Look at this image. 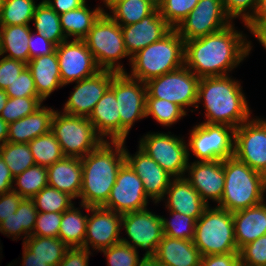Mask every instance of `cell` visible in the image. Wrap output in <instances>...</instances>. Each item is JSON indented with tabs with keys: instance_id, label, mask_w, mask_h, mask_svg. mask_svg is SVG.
Listing matches in <instances>:
<instances>
[{
	"instance_id": "6da1fadb",
	"label": "cell",
	"mask_w": 266,
	"mask_h": 266,
	"mask_svg": "<svg viewBox=\"0 0 266 266\" xmlns=\"http://www.w3.org/2000/svg\"><path fill=\"white\" fill-rule=\"evenodd\" d=\"M234 25L185 41L184 65L199 78L230 75L253 50L246 34Z\"/></svg>"
},
{
	"instance_id": "7a4b0ae2",
	"label": "cell",
	"mask_w": 266,
	"mask_h": 266,
	"mask_svg": "<svg viewBox=\"0 0 266 266\" xmlns=\"http://www.w3.org/2000/svg\"><path fill=\"white\" fill-rule=\"evenodd\" d=\"M240 81L227 76L202 77L198 86L195 109L204 105L205 121L224 124L235 129L252 117L251 108Z\"/></svg>"
},
{
	"instance_id": "3957f363",
	"label": "cell",
	"mask_w": 266,
	"mask_h": 266,
	"mask_svg": "<svg viewBox=\"0 0 266 266\" xmlns=\"http://www.w3.org/2000/svg\"><path fill=\"white\" fill-rule=\"evenodd\" d=\"M125 162L124 141H103L93 151L81 158V204L103 206L116 182L119 168Z\"/></svg>"
},
{
	"instance_id": "277c9868",
	"label": "cell",
	"mask_w": 266,
	"mask_h": 266,
	"mask_svg": "<svg viewBox=\"0 0 266 266\" xmlns=\"http://www.w3.org/2000/svg\"><path fill=\"white\" fill-rule=\"evenodd\" d=\"M225 185L217 205L229 212L256 206L265 201L266 176L235 156L223 160Z\"/></svg>"
},
{
	"instance_id": "5b68a950",
	"label": "cell",
	"mask_w": 266,
	"mask_h": 266,
	"mask_svg": "<svg viewBox=\"0 0 266 266\" xmlns=\"http://www.w3.org/2000/svg\"><path fill=\"white\" fill-rule=\"evenodd\" d=\"M185 41L172 29L159 41L138 51L131 57L132 78L142 82L162 76L184 66Z\"/></svg>"
},
{
	"instance_id": "8992f818",
	"label": "cell",
	"mask_w": 266,
	"mask_h": 266,
	"mask_svg": "<svg viewBox=\"0 0 266 266\" xmlns=\"http://www.w3.org/2000/svg\"><path fill=\"white\" fill-rule=\"evenodd\" d=\"M193 242L202 256L239 253L232 212L207 206L196 220Z\"/></svg>"
},
{
	"instance_id": "52a82bcc",
	"label": "cell",
	"mask_w": 266,
	"mask_h": 266,
	"mask_svg": "<svg viewBox=\"0 0 266 266\" xmlns=\"http://www.w3.org/2000/svg\"><path fill=\"white\" fill-rule=\"evenodd\" d=\"M101 70L126 72L120 61L131 57L126 51L121 26L105 11L83 39Z\"/></svg>"
},
{
	"instance_id": "ba28073f",
	"label": "cell",
	"mask_w": 266,
	"mask_h": 266,
	"mask_svg": "<svg viewBox=\"0 0 266 266\" xmlns=\"http://www.w3.org/2000/svg\"><path fill=\"white\" fill-rule=\"evenodd\" d=\"M51 132L60 144L64 156L83 158L104 140L87 117L73 116L56 110Z\"/></svg>"
},
{
	"instance_id": "9c48e42d",
	"label": "cell",
	"mask_w": 266,
	"mask_h": 266,
	"mask_svg": "<svg viewBox=\"0 0 266 266\" xmlns=\"http://www.w3.org/2000/svg\"><path fill=\"white\" fill-rule=\"evenodd\" d=\"M234 142V127L201 122L190 130L188 160L190 151L197 158L195 161L225 160L234 156Z\"/></svg>"
},
{
	"instance_id": "30bf717a",
	"label": "cell",
	"mask_w": 266,
	"mask_h": 266,
	"mask_svg": "<svg viewBox=\"0 0 266 266\" xmlns=\"http://www.w3.org/2000/svg\"><path fill=\"white\" fill-rule=\"evenodd\" d=\"M109 88L115 93L118 103L120 141H125L135 122L146 118V84L127 72H120L114 75Z\"/></svg>"
},
{
	"instance_id": "8fae6325",
	"label": "cell",
	"mask_w": 266,
	"mask_h": 266,
	"mask_svg": "<svg viewBox=\"0 0 266 266\" xmlns=\"http://www.w3.org/2000/svg\"><path fill=\"white\" fill-rule=\"evenodd\" d=\"M171 132H148L140 138L138 147L154 159L174 178L185 177L188 150L184 138Z\"/></svg>"
},
{
	"instance_id": "7c38bea8",
	"label": "cell",
	"mask_w": 266,
	"mask_h": 266,
	"mask_svg": "<svg viewBox=\"0 0 266 266\" xmlns=\"http://www.w3.org/2000/svg\"><path fill=\"white\" fill-rule=\"evenodd\" d=\"M200 78L185 65L175 71L148 80L146 98L165 99L179 105L196 107Z\"/></svg>"
},
{
	"instance_id": "4fadbf2b",
	"label": "cell",
	"mask_w": 266,
	"mask_h": 266,
	"mask_svg": "<svg viewBox=\"0 0 266 266\" xmlns=\"http://www.w3.org/2000/svg\"><path fill=\"white\" fill-rule=\"evenodd\" d=\"M161 217L147 208L122 214L121 228H124L128 239L122 237L121 242L136 250H145L143 258H153L164 236Z\"/></svg>"
},
{
	"instance_id": "5bb4252c",
	"label": "cell",
	"mask_w": 266,
	"mask_h": 266,
	"mask_svg": "<svg viewBox=\"0 0 266 266\" xmlns=\"http://www.w3.org/2000/svg\"><path fill=\"white\" fill-rule=\"evenodd\" d=\"M234 156L266 176V119L256 116L235 129Z\"/></svg>"
},
{
	"instance_id": "9a60e30c",
	"label": "cell",
	"mask_w": 266,
	"mask_h": 266,
	"mask_svg": "<svg viewBox=\"0 0 266 266\" xmlns=\"http://www.w3.org/2000/svg\"><path fill=\"white\" fill-rule=\"evenodd\" d=\"M231 23L223 0H199L175 30L184 41H189L220 31Z\"/></svg>"
},
{
	"instance_id": "2e32d148",
	"label": "cell",
	"mask_w": 266,
	"mask_h": 266,
	"mask_svg": "<svg viewBox=\"0 0 266 266\" xmlns=\"http://www.w3.org/2000/svg\"><path fill=\"white\" fill-rule=\"evenodd\" d=\"M148 199L142 180L125 161L119 168L110 196L102 207L125 214L147 208Z\"/></svg>"
},
{
	"instance_id": "e0dca14e",
	"label": "cell",
	"mask_w": 266,
	"mask_h": 266,
	"mask_svg": "<svg viewBox=\"0 0 266 266\" xmlns=\"http://www.w3.org/2000/svg\"><path fill=\"white\" fill-rule=\"evenodd\" d=\"M55 50L63 86L91 77L101 70L84 40L67 39Z\"/></svg>"
},
{
	"instance_id": "ac0fdd59",
	"label": "cell",
	"mask_w": 266,
	"mask_h": 266,
	"mask_svg": "<svg viewBox=\"0 0 266 266\" xmlns=\"http://www.w3.org/2000/svg\"><path fill=\"white\" fill-rule=\"evenodd\" d=\"M87 227L84 248L95 251L121 242L122 214L100 207L86 206ZM90 245V246H89Z\"/></svg>"
},
{
	"instance_id": "d6986e66",
	"label": "cell",
	"mask_w": 266,
	"mask_h": 266,
	"mask_svg": "<svg viewBox=\"0 0 266 266\" xmlns=\"http://www.w3.org/2000/svg\"><path fill=\"white\" fill-rule=\"evenodd\" d=\"M116 73L111 70H100L91 77L75 82L74 90L63 106V113L88 118L97 102L110 87Z\"/></svg>"
},
{
	"instance_id": "ffe728a7",
	"label": "cell",
	"mask_w": 266,
	"mask_h": 266,
	"mask_svg": "<svg viewBox=\"0 0 266 266\" xmlns=\"http://www.w3.org/2000/svg\"><path fill=\"white\" fill-rule=\"evenodd\" d=\"M126 147L124 141L125 161L142 180L146 196L155 204L163 201L165 192L174 177L139 147L133 155Z\"/></svg>"
},
{
	"instance_id": "44dd1931",
	"label": "cell",
	"mask_w": 266,
	"mask_h": 266,
	"mask_svg": "<svg viewBox=\"0 0 266 266\" xmlns=\"http://www.w3.org/2000/svg\"><path fill=\"white\" fill-rule=\"evenodd\" d=\"M185 178L209 206V200L220 203L224 192L225 175L223 160L188 161Z\"/></svg>"
},
{
	"instance_id": "7402d4cb",
	"label": "cell",
	"mask_w": 266,
	"mask_h": 266,
	"mask_svg": "<svg viewBox=\"0 0 266 266\" xmlns=\"http://www.w3.org/2000/svg\"><path fill=\"white\" fill-rule=\"evenodd\" d=\"M121 29L126 51L132 57L138 51L162 39L173 28L160 15L158 8H156L150 15L142 18L141 21L121 26Z\"/></svg>"
},
{
	"instance_id": "603a6c76",
	"label": "cell",
	"mask_w": 266,
	"mask_h": 266,
	"mask_svg": "<svg viewBox=\"0 0 266 266\" xmlns=\"http://www.w3.org/2000/svg\"><path fill=\"white\" fill-rule=\"evenodd\" d=\"M166 199V200H164ZM163 200L168 211L193 217L197 220L208 206L185 177L173 178Z\"/></svg>"
},
{
	"instance_id": "cb8c5ba5",
	"label": "cell",
	"mask_w": 266,
	"mask_h": 266,
	"mask_svg": "<svg viewBox=\"0 0 266 266\" xmlns=\"http://www.w3.org/2000/svg\"><path fill=\"white\" fill-rule=\"evenodd\" d=\"M89 121L105 141H120V114L115 93L108 88L97 102Z\"/></svg>"
},
{
	"instance_id": "d4e9b609",
	"label": "cell",
	"mask_w": 266,
	"mask_h": 266,
	"mask_svg": "<svg viewBox=\"0 0 266 266\" xmlns=\"http://www.w3.org/2000/svg\"><path fill=\"white\" fill-rule=\"evenodd\" d=\"M153 258L164 266H200L202 255L192 240L164 235Z\"/></svg>"
},
{
	"instance_id": "484cf974",
	"label": "cell",
	"mask_w": 266,
	"mask_h": 266,
	"mask_svg": "<svg viewBox=\"0 0 266 266\" xmlns=\"http://www.w3.org/2000/svg\"><path fill=\"white\" fill-rule=\"evenodd\" d=\"M238 250L245 244L266 235V202L232 213Z\"/></svg>"
},
{
	"instance_id": "4316f807",
	"label": "cell",
	"mask_w": 266,
	"mask_h": 266,
	"mask_svg": "<svg viewBox=\"0 0 266 266\" xmlns=\"http://www.w3.org/2000/svg\"><path fill=\"white\" fill-rule=\"evenodd\" d=\"M55 111L54 108L41 106L34 113L10 123L7 142L28 143L49 133Z\"/></svg>"
},
{
	"instance_id": "83f0119b",
	"label": "cell",
	"mask_w": 266,
	"mask_h": 266,
	"mask_svg": "<svg viewBox=\"0 0 266 266\" xmlns=\"http://www.w3.org/2000/svg\"><path fill=\"white\" fill-rule=\"evenodd\" d=\"M47 171L49 186L79 199L82 187L81 158L64 156L47 167Z\"/></svg>"
},
{
	"instance_id": "f1b7e54d",
	"label": "cell",
	"mask_w": 266,
	"mask_h": 266,
	"mask_svg": "<svg viewBox=\"0 0 266 266\" xmlns=\"http://www.w3.org/2000/svg\"><path fill=\"white\" fill-rule=\"evenodd\" d=\"M38 95L45 101L56 89L64 87L56 50L44 56L35 57L27 63Z\"/></svg>"
},
{
	"instance_id": "f546056e",
	"label": "cell",
	"mask_w": 266,
	"mask_h": 266,
	"mask_svg": "<svg viewBox=\"0 0 266 266\" xmlns=\"http://www.w3.org/2000/svg\"><path fill=\"white\" fill-rule=\"evenodd\" d=\"M87 2L78 9H73L60 14V23L66 39L83 40L94 23L105 12L103 7L98 6L93 10L88 8Z\"/></svg>"
},
{
	"instance_id": "4dcf8cb0",
	"label": "cell",
	"mask_w": 266,
	"mask_h": 266,
	"mask_svg": "<svg viewBox=\"0 0 266 266\" xmlns=\"http://www.w3.org/2000/svg\"><path fill=\"white\" fill-rule=\"evenodd\" d=\"M30 24L0 26V56L29 62V37L31 33Z\"/></svg>"
},
{
	"instance_id": "1f68e13d",
	"label": "cell",
	"mask_w": 266,
	"mask_h": 266,
	"mask_svg": "<svg viewBox=\"0 0 266 266\" xmlns=\"http://www.w3.org/2000/svg\"><path fill=\"white\" fill-rule=\"evenodd\" d=\"M107 13L120 26L131 25L150 15L157 5L152 0L103 1Z\"/></svg>"
},
{
	"instance_id": "d6a6232c",
	"label": "cell",
	"mask_w": 266,
	"mask_h": 266,
	"mask_svg": "<svg viewBox=\"0 0 266 266\" xmlns=\"http://www.w3.org/2000/svg\"><path fill=\"white\" fill-rule=\"evenodd\" d=\"M80 207L73 205L62 213L58 238L69 248H84L88 214L84 215V212L80 211L82 208L86 209V205L80 203Z\"/></svg>"
},
{
	"instance_id": "836d02e7",
	"label": "cell",
	"mask_w": 266,
	"mask_h": 266,
	"mask_svg": "<svg viewBox=\"0 0 266 266\" xmlns=\"http://www.w3.org/2000/svg\"><path fill=\"white\" fill-rule=\"evenodd\" d=\"M32 21L34 22L35 32L41 34L56 46L67 40L61 28L59 14L45 0L37 5Z\"/></svg>"
},
{
	"instance_id": "e575fe53",
	"label": "cell",
	"mask_w": 266,
	"mask_h": 266,
	"mask_svg": "<svg viewBox=\"0 0 266 266\" xmlns=\"http://www.w3.org/2000/svg\"><path fill=\"white\" fill-rule=\"evenodd\" d=\"M23 244L50 266H58L69 249L58 237L30 235Z\"/></svg>"
},
{
	"instance_id": "d590c367",
	"label": "cell",
	"mask_w": 266,
	"mask_h": 266,
	"mask_svg": "<svg viewBox=\"0 0 266 266\" xmlns=\"http://www.w3.org/2000/svg\"><path fill=\"white\" fill-rule=\"evenodd\" d=\"M12 190L18 192L23 198L32 199L37 193L48 185L47 167L34 165L29 167L13 179Z\"/></svg>"
},
{
	"instance_id": "8d00e7d4",
	"label": "cell",
	"mask_w": 266,
	"mask_h": 266,
	"mask_svg": "<svg viewBox=\"0 0 266 266\" xmlns=\"http://www.w3.org/2000/svg\"><path fill=\"white\" fill-rule=\"evenodd\" d=\"M36 165L49 167L64 157L59 142L50 131L28 142Z\"/></svg>"
},
{
	"instance_id": "74e56055",
	"label": "cell",
	"mask_w": 266,
	"mask_h": 266,
	"mask_svg": "<svg viewBox=\"0 0 266 266\" xmlns=\"http://www.w3.org/2000/svg\"><path fill=\"white\" fill-rule=\"evenodd\" d=\"M35 3V0H4L0 10V26L29 24L38 5Z\"/></svg>"
},
{
	"instance_id": "f35d334b",
	"label": "cell",
	"mask_w": 266,
	"mask_h": 266,
	"mask_svg": "<svg viewBox=\"0 0 266 266\" xmlns=\"http://www.w3.org/2000/svg\"><path fill=\"white\" fill-rule=\"evenodd\" d=\"M0 155L3 157L13 177L35 165L28 143L6 142L0 146Z\"/></svg>"
},
{
	"instance_id": "ab89813d",
	"label": "cell",
	"mask_w": 266,
	"mask_h": 266,
	"mask_svg": "<svg viewBox=\"0 0 266 266\" xmlns=\"http://www.w3.org/2000/svg\"><path fill=\"white\" fill-rule=\"evenodd\" d=\"M145 110L146 118L151 116L164 127H171L187 115L179 105L158 98H146Z\"/></svg>"
},
{
	"instance_id": "60d3db41",
	"label": "cell",
	"mask_w": 266,
	"mask_h": 266,
	"mask_svg": "<svg viewBox=\"0 0 266 266\" xmlns=\"http://www.w3.org/2000/svg\"><path fill=\"white\" fill-rule=\"evenodd\" d=\"M38 212L63 213L75 203L72 196L47 185L32 198Z\"/></svg>"
},
{
	"instance_id": "b9f144b4",
	"label": "cell",
	"mask_w": 266,
	"mask_h": 266,
	"mask_svg": "<svg viewBox=\"0 0 266 266\" xmlns=\"http://www.w3.org/2000/svg\"><path fill=\"white\" fill-rule=\"evenodd\" d=\"M171 218L162 215L163 233L176 239L194 240L196 220L193 217L180 214L176 211H168Z\"/></svg>"
},
{
	"instance_id": "7bdbcfd3",
	"label": "cell",
	"mask_w": 266,
	"mask_h": 266,
	"mask_svg": "<svg viewBox=\"0 0 266 266\" xmlns=\"http://www.w3.org/2000/svg\"><path fill=\"white\" fill-rule=\"evenodd\" d=\"M41 97L8 98L0 117L8 124L34 113L43 105Z\"/></svg>"
},
{
	"instance_id": "ee69618b",
	"label": "cell",
	"mask_w": 266,
	"mask_h": 266,
	"mask_svg": "<svg viewBox=\"0 0 266 266\" xmlns=\"http://www.w3.org/2000/svg\"><path fill=\"white\" fill-rule=\"evenodd\" d=\"M198 2L199 0H159L157 8L166 22L175 29Z\"/></svg>"
},
{
	"instance_id": "f6af8a7d",
	"label": "cell",
	"mask_w": 266,
	"mask_h": 266,
	"mask_svg": "<svg viewBox=\"0 0 266 266\" xmlns=\"http://www.w3.org/2000/svg\"><path fill=\"white\" fill-rule=\"evenodd\" d=\"M100 251L104 253L108 266H139L143 260V257H139L138 250L123 242Z\"/></svg>"
},
{
	"instance_id": "bcb514c9",
	"label": "cell",
	"mask_w": 266,
	"mask_h": 266,
	"mask_svg": "<svg viewBox=\"0 0 266 266\" xmlns=\"http://www.w3.org/2000/svg\"><path fill=\"white\" fill-rule=\"evenodd\" d=\"M241 266H266V235L239 249Z\"/></svg>"
},
{
	"instance_id": "7dc6e473",
	"label": "cell",
	"mask_w": 266,
	"mask_h": 266,
	"mask_svg": "<svg viewBox=\"0 0 266 266\" xmlns=\"http://www.w3.org/2000/svg\"><path fill=\"white\" fill-rule=\"evenodd\" d=\"M5 91L8 98L40 97L37 93L31 71L27 66Z\"/></svg>"
},
{
	"instance_id": "c3c4849f",
	"label": "cell",
	"mask_w": 266,
	"mask_h": 266,
	"mask_svg": "<svg viewBox=\"0 0 266 266\" xmlns=\"http://www.w3.org/2000/svg\"><path fill=\"white\" fill-rule=\"evenodd\" d=\"M62 213L38 212L31 235L42 237H58Z\"/></svg>"
},
{
	"instance_id": "681fc988",
	"label": "cell",
	"mask_w": 266,
	"mask_h": 266,
	"mask_svg": "<svg viewBox=\"0 0 266 266\" xmlns=\"http://www.w3.org/2000/svg\"><path fill=\"white\" fill-rule=\"evenodd\" d=\"M259 0H223L227 16L232 20L241 19L245 24L254 16Z\"/></svg>"
},
{
	"instance_id": "f907efd6",
	"label": "cell",
	"mask_w": 266,
	"mask_h": 266,
	"mask_svg": "<svg viewBox=\"0 0 266 266\" xmlns=\"http://www.w3.org/2000/svg\"><path fill=\"white\" fill-rule=\"evenodd\" d=\"M19 227H22L23 242L33 233L38 211L32 199L23 198L18 205Z\"/></svg>"
},
{
	"instance_id": "816d5d0a",
	"label": "cell",
	"mask_w": 266,
	"mask_h": 266,
	"mask_svg": "<svg viewBox=\"0 0 266 266\" xmlns=\"http://www.w3.org/2000/svg\"><path fill=\"white\" fill-rule=\"evenodd\" d=\"M0 57H2L0 59V89L5 90L17 79L27 64L5 56Z\"/></svg>"
},
{
	"instance_id": "f5cc1de1",
	"label": "cell",
	"mask_w": 266,
	"mask_h": 266,
	"mask_svg": "<svg viewBox=\"0 0 266 266\" xmlns=\"http://www.w3.org/2000/svg\"><path fill=\"white\" fill-rule=\"evenodd\" d=\"M29 61L35 57L49 55L56 49V45L45 39L41 34L31 31L29 41Z\"/></svg>"
},
{
	"instance_id": "db71d44e",
	"label": "cell",
	"mask_w": 266,
	"mask_h": 266,
	"mask_svg": "<svg viewBox=\"0 0 266 266\" xmlns=\"http://www.w3.org/2000/svg\"><path fill=\"white\" fill-rule=\"evenodd\" d=\"M22 199L23 197L14 190L0 194V223L17 211Z\"/></svg>"
},
{
	"instance_id": "11a10c76",
	"label": "cell",
	"mask_w": 266,
	"mask_h": 266,
	"mask_svg": "<svg viewBox=\"0 0 266 266\" xmlns=\"http://www.w3.org/2000/svg\"><path fill=\"white\" fill-rule=\"evenodd\" d=\"M91 254V251L82 247L69 248L58 266H89Z\"/></svg>"
},
{
	"instance_id": "9f6ffc18",
	"label": "cell",
	"mask_w": 266,
	"mask_h": 266,
	"mask_svg": "<svg viewBox=\"0 0 266 266\" xmlns=\"http://www.w3.org/2000/svg\"><path fill=\"white\" fill-rule=\"evenodd\" d=\"M200 266H241L239 253L202 256Z\"/></svg>"
},
{
	"instance_id": "6f0895ef",
	"label": "cell",
	"mask_w": 266,
	"mask_h": 266,
	"mask_svg": "<svg viewBox=\"0 0 266 266\" xmlns=\"http://www.w3.org/2000/svg\"><path fill=\"white\" fill-rule=\"evenodd\" d=\"M0 232L3 235L12 237V240L23 239L22 227H19L18 212L13 213L0 223Z\"/></svg>"
},
{
	"instance_id": "680465c9",
	"label": "cell",
	"mask_w": 266,
	"mask_h": 266,
	"mask_svg": "<svg viewBox=\"0 0 266 266\" xmlns=\"http://www.w3.org/2000/svg\"><path fill=\"white\" fill-rule=\"evenodd\" d=\"M45 1L59 15L73 9H78L87 2V0H45Z\"/></svg>"
},
{
	"instance_id": "91938a15",
	"label": "cell",
	"mask_w": 266,
	"mask_h": 266,
	"mask_svg": "<svg viewBox=\"0 0 266 266\" xmlns=\"http://www.w3.org/2000/svg\"><path fill=\"white\" fill-rule=\"evenodd\" d=\"M13 175L0 155V194L11 191L13 187Z\"/></svg>"
},
{
	"instance_id": "94428289",
	"label": "cell",
	"mask_w": 266,
	"mask_h": 266,
	"mask_svg": "<svg viewBox=\"0 0 266 266\" xmlns=\"http://www.w3.org/2000/svg\"><path fill=\"white\" fill-rule=\"evenodd\" d=\"M245 25H266V0H259L254 16Z\"/></svg>"
},
{
	"instance_id": "6125c7cd",
	"label": "cell",
	"mask_w": 266,
	"mask_h": 266,
	"mask_svg": "<svg viewBox=\"0 0 266 266\" xmlns=\"http://www.w3.org/2000/svg\"><path fill=\"white\" fill-rule=\"evenodd\" d=\"M22 264L20 266H50L45 261L36 257L34 253H32L24 244L22 246Z\"/></svg>"
},
{
	"instance_id": "be15d7a7",
	"label": "cell",
	"mask_w": 266,
	"mask_h": 266,
	"mask_svg": "<svg viewBox=\"0 0 266 266\" xmlns=\"http://www.w3.org/2000/svg\"><path fill=\"white\" fill-rule=\"evenodd\" d=\"M245 28L260 42L266 50V25H246Z\"/></svg>"
},
{
	"instance_id": "e7e4bbea",
	"label": "cell",
	"mask_w": 266,
	"mask_h": 266,
	"mask_svg": "<svg viewBox=\"0 0 266 266\" xmlns=\"http://www.w3.org/2000/svg\"><path fill=\"white\" fill-rule=\"evenodd\" d=\"M8 130L9 124L0 117V146L7 142Z\"/></svg>"
},
{
	"instance_id": "03108f58",
	"label": "cell",
	"mask_w": 266,
	"mask_h": 266,
	"mask_svg": "<svg viewBox=\"0 0 266 266\" xmlns=\"http://www.w3.org/2000/svg\"><path fill=\"white\" fill-rule=\"evenodd\" d=\"M139 266H164L158 263L154 258H143Z\"/></svg>"
},
{
	"instance_id": "003e7915",
	"label": "cell",
	"mask_w": 266,
	"mask_h": 266,
	"mask_svg": "<svg viewBox=\"0 0 266 266\" xmlns=\"http://www.w3.org/2000/svg\"><path fill=\"white\" fill-rule=\"evenodd\" d=\"M7 100H8V96L6 94V91L0 89V115L2 113L3 108L6 105Z\"/></svg>"
},
{
	"instance_id": "a7ac6f4b",
	"label": "cell",
	"mask_w": 266,
	"mask_h": 266,
	"mask_svg": "<svg viewBox=\"0 0 266 266\" xmlns=\"http://www.w3.org/2000/svg\"><path fill=\"white\" fill-rule=\"evenodd\" d=\"M101 1H123V0H101ZM156 5H158L159 0H152Z\"/></svg>"
},
{
	"instance_id": "89a4df30",
	"label": "cell",
	"mask_w": 266,
	"mask_h": 266,
	"mask_svg": "<svg viewBox=\"0 0 266 266\" xmlns=\"http://www.w3.org/2000/svg\"><path fill=\"white\" fill-rule=\"evenodd\" d=\"M3 1H4V0H0V10H1V7H2V5H3Z\"/></svg>"
}]
</instances>
